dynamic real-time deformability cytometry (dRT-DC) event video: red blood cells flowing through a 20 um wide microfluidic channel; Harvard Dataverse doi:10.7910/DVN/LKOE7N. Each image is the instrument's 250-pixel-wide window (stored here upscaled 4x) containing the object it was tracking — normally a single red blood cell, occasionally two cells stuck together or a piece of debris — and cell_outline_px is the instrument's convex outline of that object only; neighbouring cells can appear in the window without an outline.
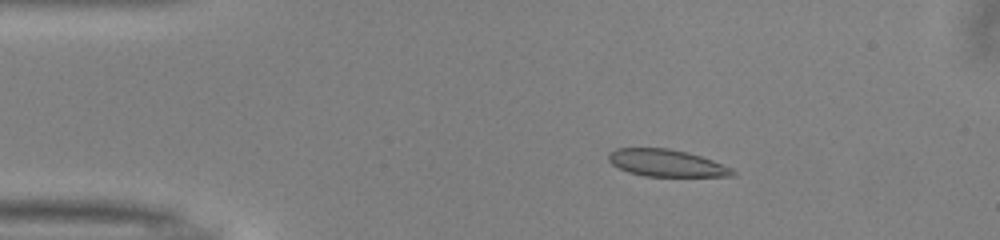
{"species": "common noctule bat (a hibernating species)", "species_latin": "Nyctalus noctula", "temperature_condition": "warm", "stored_images_in_passage": 43, "camera_frame_rate_fps": 3000, "um_per_image_px": 0.085, "animal": {"sex": "male", "body_mass_g": 13.0, "forearm_length_mm": 53.1}, "frame": {"image": 1, "passage_image": 1, "time_ms": 0.0, "image_size_px": [1000, 240], "cell_outline_px": [[736, 176], [644, 176], [628, 172], [612, 164], [608, 160], [608, 152], [616, 148], [668, 148], [688, 152], [712, 160], [732, 168], [736, 172]], "centroid_in_image_um": [56.64, 13.85], "position_along_channel_um": 28.4, "area_um2": 19.59}}
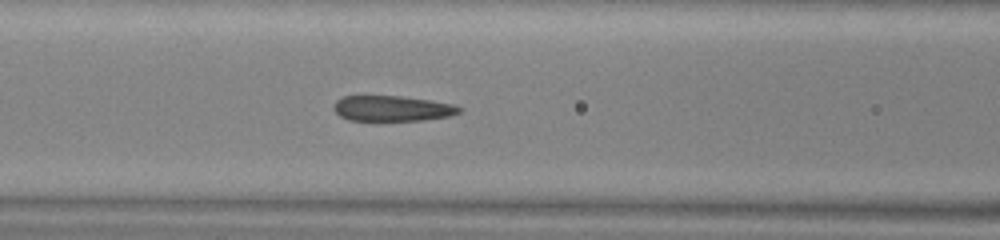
{"frame": {"image": 2, "passage_image": 13, "time_ms": 4.0, "image_size_px": [1000, 240], "cell_outline_px": [[460, 112], [448, 116], [420, 120], [348, 120], [340, 116], [332, 108], [336, 100], [344, 96], [400, 96], [428, 100], [452, 104], [460, 108]], "centroid_in_image_um": [33.27, 9.21], "position_along_channel_um": 133.3, "area_um2": 18.32}}
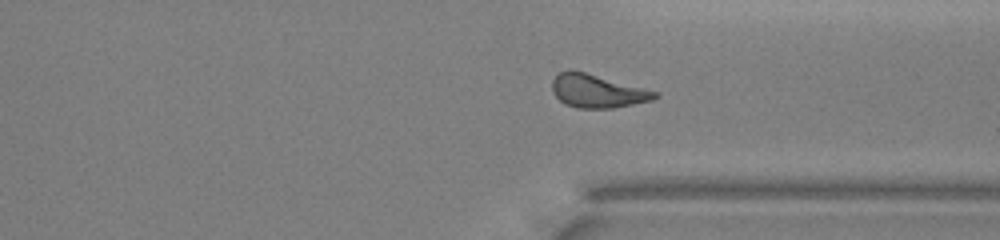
{"frame": {"image": 3, "passage_image": 30, "time_ms": 9.667, "image_size_px": [1000, 240], "cell_outline_px": [[660, 96], [652, 100], [612, 108], [576, 108], [564, 104], [552, 92], [552, 80], [560, 72], [584, 72], [660, 92]], "centroid_in_image_um": [50.8, 7.77], "position_along_channel_um": 360.6, "area_um2": 19.59}, "authors_computed_cell_mechanics": {"area_um2": 19.941, "velocity_mm_per_s": 4.0102, "shape_relaxation_time_tau1_ms": null, "shape_relaxation_time_tau2_ms": 1.6998, "deformation_change_tau1": null, "deformation_change_tau2": 0.0698}}